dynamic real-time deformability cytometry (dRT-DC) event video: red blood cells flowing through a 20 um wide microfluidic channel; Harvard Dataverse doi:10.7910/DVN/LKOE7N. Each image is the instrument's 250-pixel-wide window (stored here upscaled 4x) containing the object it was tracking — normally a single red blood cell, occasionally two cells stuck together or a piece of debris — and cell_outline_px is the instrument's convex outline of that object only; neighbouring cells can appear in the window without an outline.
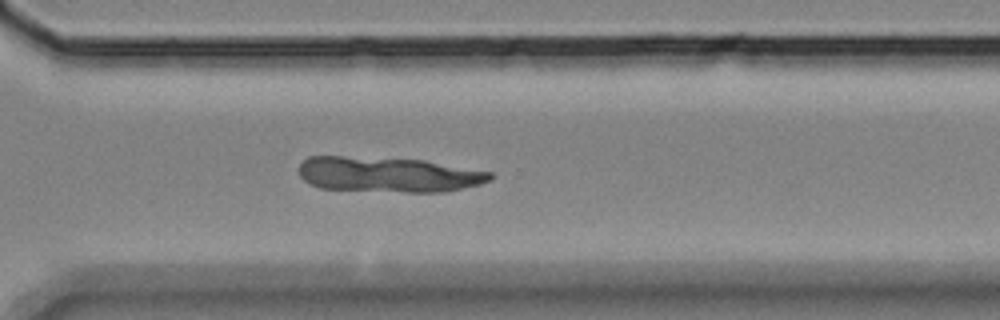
{"species": "Egyptian fruit bat (a non-hibernating species)", "species_latin": "Rousettus aegyptiacus", "temperature_condition": "room temperature", "stored_images_in_passage": 59, "segment_of_instrument_passage": [3, 4], "camera_frame_rate_fps": 3000, "um_per_image_px": 0.085, "animal": {"sex": "female"}, "frame": {"image": 1, "passage_image": 41, "time_ms": 13.333, "image_size_px": [1000, 320], "cell_outline_px": [[492, 176], [484, 180], [472, 184], [452, 188], [396, 188], [388, 184], [392, 164], [396, 160], [412, 160]], "centroid_in_image_um": [36.55, 14.95], "position_along_channel_um": 334.0, "area_um2": 14.45}}